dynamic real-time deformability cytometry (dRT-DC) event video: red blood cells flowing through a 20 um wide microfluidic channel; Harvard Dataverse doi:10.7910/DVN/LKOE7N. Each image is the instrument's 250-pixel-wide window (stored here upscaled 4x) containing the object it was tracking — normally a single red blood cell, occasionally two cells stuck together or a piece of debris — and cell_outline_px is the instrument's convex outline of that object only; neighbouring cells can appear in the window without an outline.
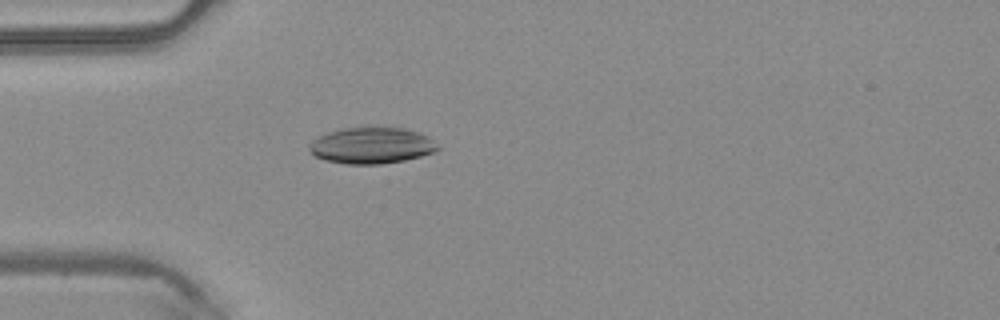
{"species": "common noctule bat (a hibernating species)", "species_latin": "Nyctalus noctula", "temperature_condition": "warm", "stored_images_in_passage": 34, "camera_frame_rate_fps": 3000, "um_per_image_px": 0.085, "animal": {"sex": "male", "body_mass_g": 20.4}, "frame": {"image": 1, "passage_image": 1, "time_ms": 0.0, "image_size_px": [1000, 320], "cell_outline_px": [[440, 148], [436, 152], [404, 160], [380, 164], [344, 164], [324, 160], [316, 156], [308, 148], [308, 144], [312, 140], [328, 132], [340, 128], [376, 124], [404, 128], [428, 136]], "centroid_in_image_um": [31.57, 12.32], "position_along_channel_um": 53.4, "area_um2": 27.92}}
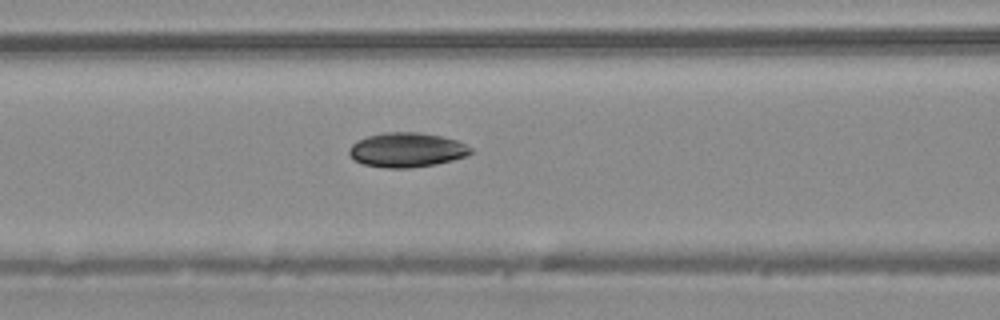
{"frame": {"image": 2, "passage_image": 7, "time_ms": 2.0, "image_size_px": [1000, 320], "cell_outline_px": [[472, 152], [468, 156], [436, 164], [408, 168], [388, 168], [364, 164], [352, 160], [348, 152], [348, 148], [352, 144], [368, 136], [384, 132], [416, 132], [440, 136], [456, 140], [472, 148]], "centroid_in_image_um": [34.56, 12.75], "position_along_channel_um": 132.0, "area_um2": 24.39}}
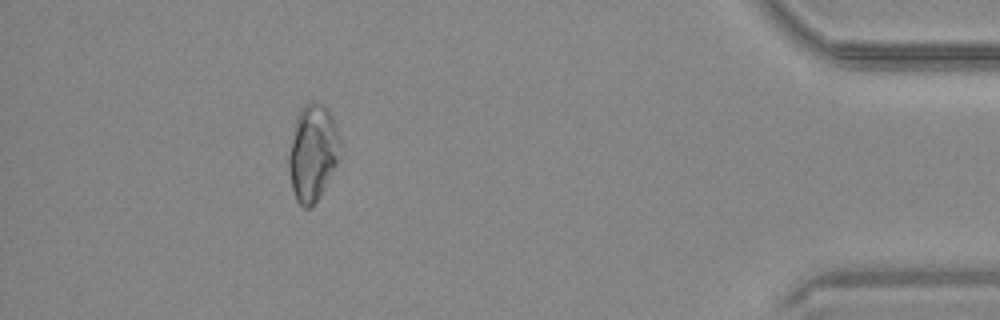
{"frame": {"image": 3, "passage_image": 30, "time_ms": 9.667, "image_size_px": [1000, 320], "cell_outline_px": [[340, 144], [336, 164], [320, 196], [312, 208], [304, 208], [296, 200], [292, 188], [288, 164], [288, 156], [296, 116], [304, 104], [312, 100], [316, 100], [324, 104], [328, 108], [336, 124], [340, 140]], "centroid_in_image_um": [26.57, 12.94], "position_along_channel_um": 408.6, "area_um2": 28.96}}